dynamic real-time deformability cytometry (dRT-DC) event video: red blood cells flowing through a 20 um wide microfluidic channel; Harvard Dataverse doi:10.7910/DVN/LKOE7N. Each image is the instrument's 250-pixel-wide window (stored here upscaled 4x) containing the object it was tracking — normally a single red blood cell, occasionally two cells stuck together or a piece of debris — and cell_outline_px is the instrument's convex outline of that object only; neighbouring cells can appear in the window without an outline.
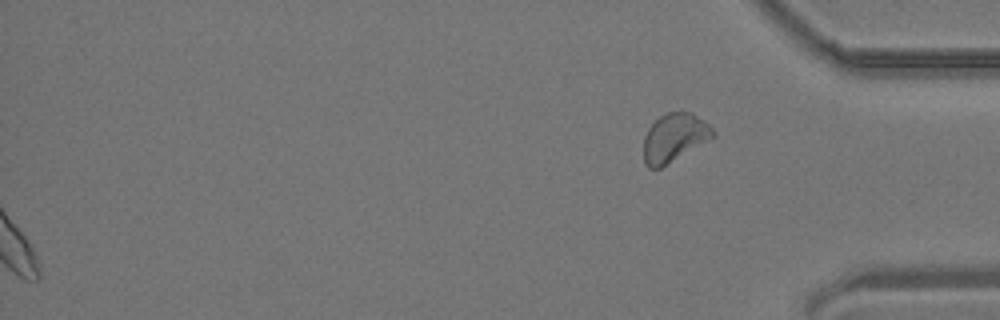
{"species": "common noctule bat (a hibernating species)", "species_latin": "Nyctalus noctula", "temperature_condition": "room temperature", "stored_images_in_passage": 37, "segment_of_instrument_passage": [2, 2], "camera_frame_rate_fps": 3000, "um_per_image_px": 0.085, "animal": {"sex": "male", "body_mass_g": 19.2, "forearm_length_mm": 51.8}, "frame": {"image": 1, "passage_image": 37, "time_ms": 12.0, "image_size_px": [1000, 320], "cell_outline_px": [[716, 136], [660, 168], [648, 168], [644, 164], [644, 136], [648, 128], [660, 116], [668, 112], [692, 112], [704, 120], [716, 132]], "centroid_in_image_um": [57.32, 11.69], "position_along_channel_um": 377.9, "area_um2": 19.48}}